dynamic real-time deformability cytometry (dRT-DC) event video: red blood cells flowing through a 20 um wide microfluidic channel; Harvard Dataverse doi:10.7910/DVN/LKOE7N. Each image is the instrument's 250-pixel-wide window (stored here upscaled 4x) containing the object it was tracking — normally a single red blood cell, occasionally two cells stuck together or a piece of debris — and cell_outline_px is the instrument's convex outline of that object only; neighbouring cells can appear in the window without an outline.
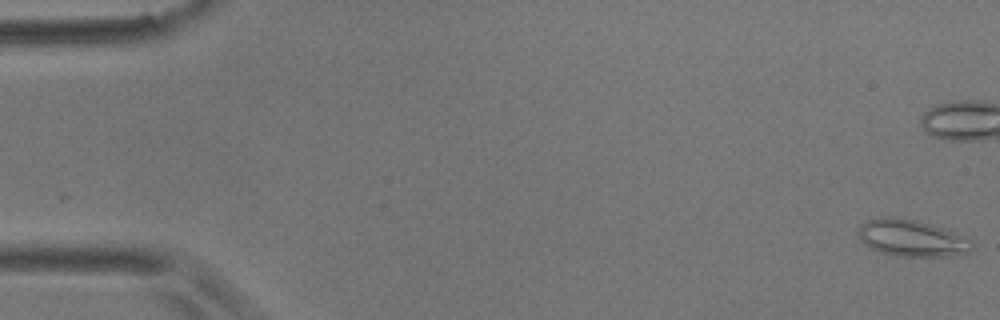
{"species": "common noctule bat (a hibernating species)", "species_latin": "Nyctalus noctula", "temperature_condition": "room temperature", "stored_images_in_passage": 58, "camera_frame_rate_fps": 3000, "um_per_image_px": 0.085, "animal": {"sex": "male", "body_mass_g": 17.9}, "frame": {"image": 1, "passage_image": 1, "time_ms": 0.0, "image_size_px": [1000, 320], "cell_outline_px": [[972, 252], [952, 256], [896, 256], [880, 252], [872, 248], [860, 240], [856, 232], [856, 228], [860, 224], [868, 220], [880, 216], [892, 216], [916, 220], [932, 224], [944, 228], [972, 240]], "centroid_in_image_um": [77.47, 20.22], "position_along_channel_um": 7.5, "area_um2": 24.68}, "authors_computed_cell_mechanics": {"area_um2": 16.184, "velocity_mm_per_s": 3.5334, "shape_relaxation_time_tau1_ms": 7.6498, "shape_relaxation_time_tau2_ms": null, "deformation_change_tau1": 0.1653, "deformation_change_tau2": null}}